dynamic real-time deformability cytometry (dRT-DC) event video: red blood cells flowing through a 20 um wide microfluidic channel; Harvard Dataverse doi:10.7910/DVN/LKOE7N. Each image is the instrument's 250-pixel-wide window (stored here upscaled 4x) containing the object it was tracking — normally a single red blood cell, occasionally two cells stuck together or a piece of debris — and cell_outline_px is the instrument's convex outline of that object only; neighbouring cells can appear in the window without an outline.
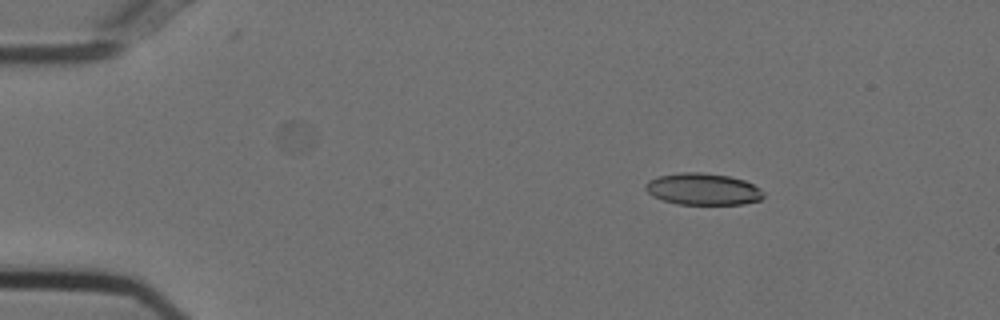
{"species": "Egyptian fruit bat (a non-hibernating species)", "species_latin": "Rousettus aegyptiacus", "temperature_condition": "cold", "stored_images_in_passage": 47, "camera_frame_rate_fps": 3000, "um_per_image_px": 0.085, "animal": {"sex": "female"}, "frame": {"image": 1, "passage_image": 1, "time_ms": 0.0, "image_size_px": [1000, 320], "cell_outline_px": [[764, 196], [760, 200], [744, 204], [676, 204], [652, 196], [644, 188], [644, 184], [648, 180], [656, 176], [680, 172], [700, 172], [728, 176], [744, 180], [760, 188], [764, 192]], "centroid_in_image_um": [59.72, 16.07], "position_along_channel_um": 25.3, "area_um2": 21.96}}
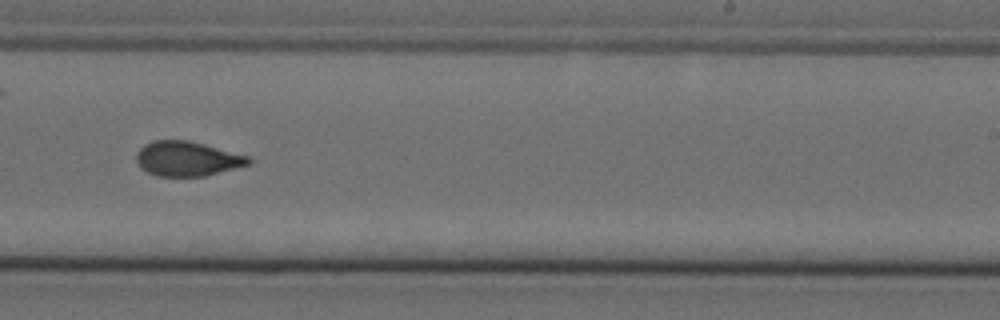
{"frame": {"image": 2, "passage_image": 27, "time_ms": 8.667, "image_size_px": [1000, 320], "cell_outline_px": [[252, 164], [204, 176], [156, 176], [140, 168], [136, 160], [136, 152], [144, 144], [152, 140], [188, 140], [252, 156]], "centroid_in_image_um": [15.93, 13.48], "position_along_channel_um": 273.1, "area_um2": 23.0}}
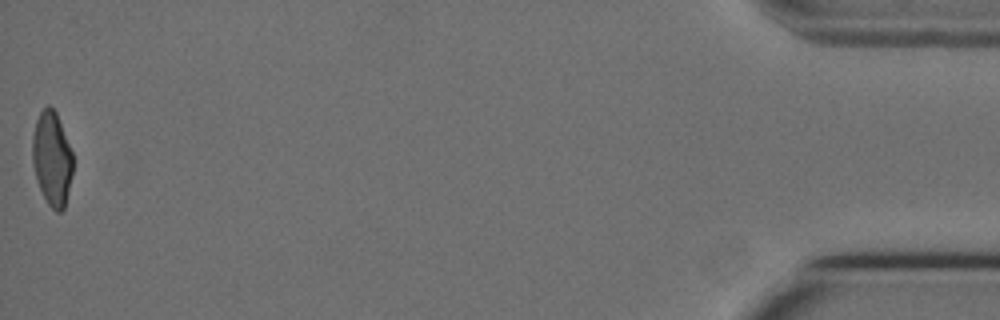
{"frame": {"image": 3, "passage_image": 47, "time_ms": 15.333, "image_size_px": [1000, 320], "cell_outline_px": [[72, 172], [64, 208], [60, 212], [56, 212], [48, 204], [40, 188], [32, 164], [32, 136], [36, 120], [40, 112], [48, 104], [56, 112], [72, 152]], "centroid_in_image_um": [4.4, 13.46], "position_along_channel_um": 430.8, "area_um2": 21.91}, "authors_computed_cell_mechanics": {"area_um2": 23.0044, "velocity_mm_per_s": 3.7385, "shape_relaxation_time_tau1_ms": 5.3508, "shape_relaxation_time_tau2_ms": 2.1235, "deformation_change_tau1": 0.1581, "deformation_change_tau2": 0.0765}}